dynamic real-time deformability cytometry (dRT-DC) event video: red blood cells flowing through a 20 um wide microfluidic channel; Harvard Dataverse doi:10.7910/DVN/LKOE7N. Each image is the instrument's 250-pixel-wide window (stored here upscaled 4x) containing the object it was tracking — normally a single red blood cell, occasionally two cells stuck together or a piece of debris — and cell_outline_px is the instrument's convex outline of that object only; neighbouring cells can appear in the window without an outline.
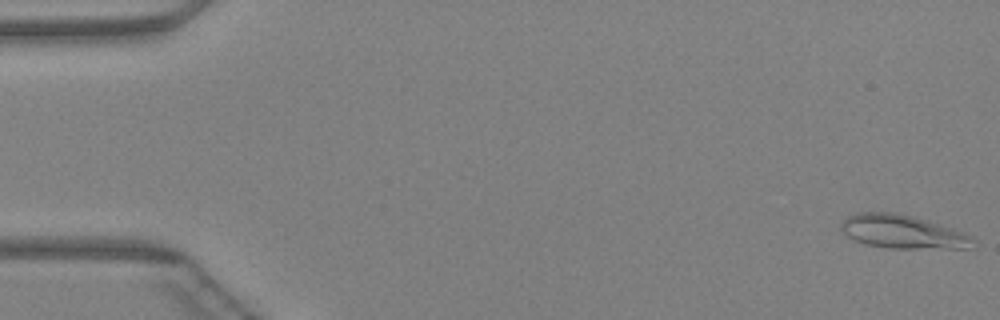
{"species": "Egyptian fruit bat (a non-hibernating species)", "species_latin": "Rousettus aegyptiacus", "temperature_condition": "warm", "stored_images_in_passage": 46, "camera_frame_rate_fps": 3000, "um_per_image_px": 0.085, "animal": {"sex": "female"}, "frame": {"image": 1, "passage_image": 1, "time_ms": 0.0, "image_size_px": [1000, 320], "cell_outline_px": [[976, 240], [968, 248], [888, 248], [868, 244], [856, 240], [840, 232], [840, 224], [848, 216], [860, 212], [896, 212], [912, 216], [952, 228], [964, 232], [972, 236]], "centroid_in_image_um": [76.71, 19.69], "position_along_channel_um": 8.3, "area_um2": 25.61}}
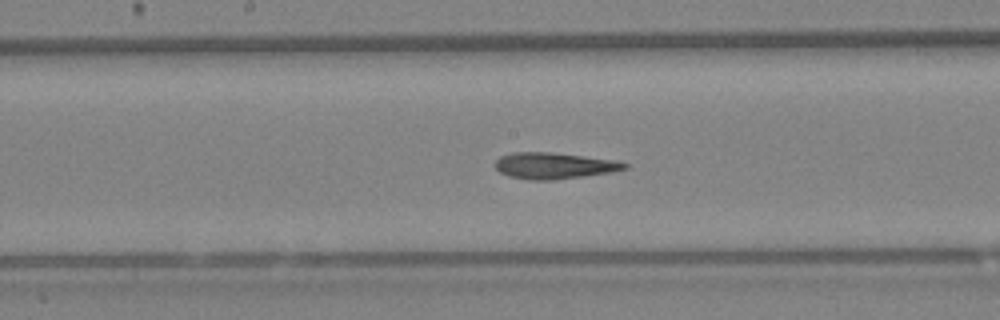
{"frame": {"image": 2, "passage_image": 24, "time_ms": 7.667, "image_size_px": [1000, 320], "cell_outline_px": [[628, 168], [612, 172], [584, 176], [552, 180], [528, 180], [508, 176], [500, 172], [496, 168], [496, 160], [500, 156], [512, 152], [548, 152], [584, 156], [616, 160], [628, 164]], "centroid_in_image_um": [47.09, 14.08], "position_along_channel_um": 201.1, "area_um2": 19.83}}
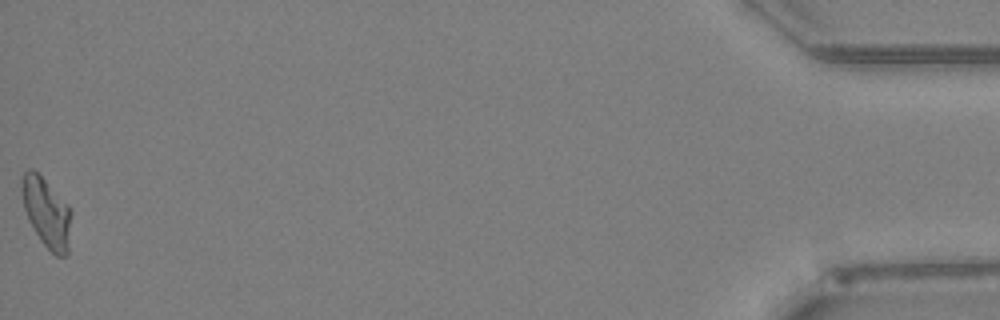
{"frame": {"image": 3, "passage_image": 46, "time_ms": 15.0, "image_size_px": [1000, 320], "cell_outline_px": [[72, 212], [68, 252], [64, 256], [56, 256], [40, 240], [28, 220], [24, 208], [20, 188], [24, 172], [28, 168], [32, 168], [68, 204]], "centroid_in_image_um": [3.96, 18.08], "position_along_channel_um": 431.2, "area_um2": 20.0}}